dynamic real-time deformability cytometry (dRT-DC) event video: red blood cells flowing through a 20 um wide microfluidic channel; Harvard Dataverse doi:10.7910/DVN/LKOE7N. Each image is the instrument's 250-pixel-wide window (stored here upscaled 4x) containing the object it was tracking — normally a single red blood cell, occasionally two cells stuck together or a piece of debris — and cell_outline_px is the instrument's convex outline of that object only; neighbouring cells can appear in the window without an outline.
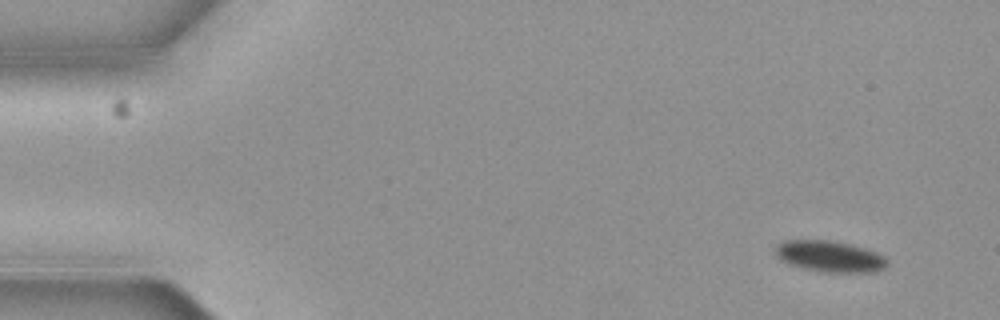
{"species": "common noctule bat (a hibernating species)", "species_latin": "Nyctalus noctula", "temperature_condition": "cold", "stored_images_in_passage": 6, "camera_frame_rate_fps": 3000, "um_per_image_px": 0.085, "animal": {"sex": "female", "body_mass_g": 19.3, "forearm_length_mm": 54.1}, "frame": {"image": 1, "passage_image": 1, "time_ms": 0.0, "image_size_px": [1000, 320], "cell_outline_px": [[888, 264], [884, 268], [876, 272], [824, 272], [804, 268], [788, 264], [780, 260], [776, 256], [776, 244], [784, 240], [828, 240], [848, 244], [864, 248], [876, 252], [884, 256], [888, 260]], "centroid_in_image_um": [70.52, 21.79], "position_along_channel_um": 14.5, "area_um2": 20.35}}
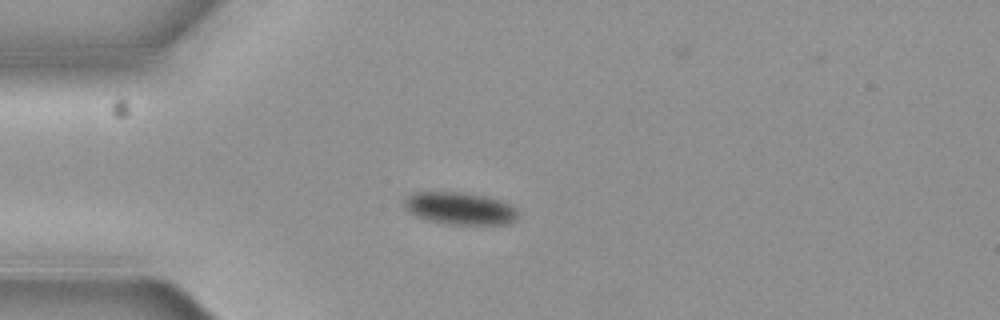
{"frame": {"image": 2, "passage_image": 4, "time_ms": 1.0, "image_size_px": [1000, 320], "cell_outline_px": [[520, 216], [516, 220], [508, 224], [444, 224], [428, 220], [416, 216], [408, 212], [404, 208], [404, 196], [412, 192], [460, 192], [484, 196], [500, 200], [516, 208], [520, 212]], "centroid_in_image_um": [39.07, 17.71], "position_along_channel_um": 45.9, "area_um2": 21.73}}
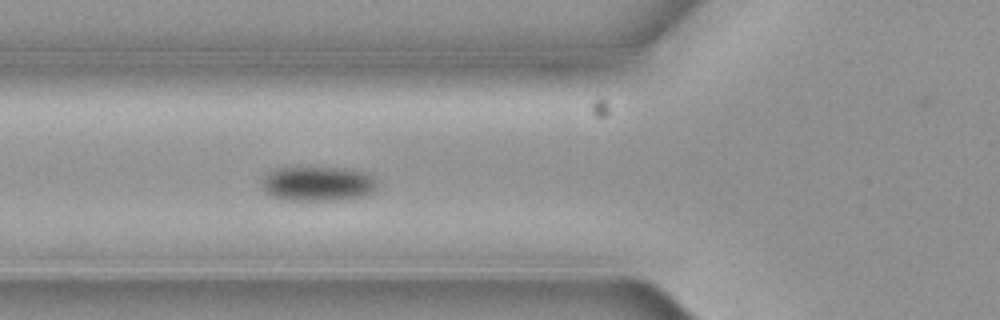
{"frame": {"image": 3, "passage_image": 6, "time_ms": 1.667, "image_size_px": [1000, 320], "cell_outline_px": [[376, 188], [372, 192], [364, 196], [340, 200], [288, 200], [272, 196], [264, 192], [260, 184], [260, 180], [268, 172], [276, 168], [352, 168], [364, 172], [372, 176], [376, 180]], "centroid_in_image_um": [26.99, 15.62], "position_along_channel_um": 98.8, "area_um2": 23.52}}